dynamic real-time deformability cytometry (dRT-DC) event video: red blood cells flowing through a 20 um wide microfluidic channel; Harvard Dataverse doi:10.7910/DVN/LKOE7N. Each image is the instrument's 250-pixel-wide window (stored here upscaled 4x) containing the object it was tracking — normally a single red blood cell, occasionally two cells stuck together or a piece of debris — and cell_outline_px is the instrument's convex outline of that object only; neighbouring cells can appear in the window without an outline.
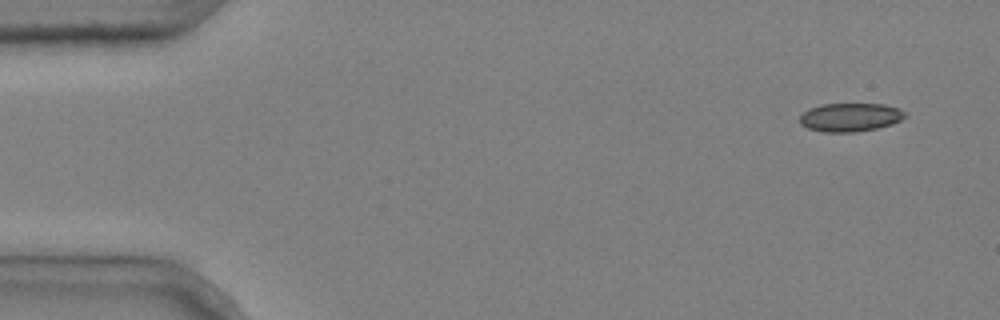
{"species": "common noctule bat (a hibernating species)", "species_latin": "Nyctalus noctula", "temperature_condition": "cold", "stored_images_in_passage": 6, "camera_frame_rate_fps": 3000, "um_per_image_px": 0.085, "animal": {"sex": "male", "body_mass_g": 20.4}, "frame": {"image": 1, "passage_image": 6, "time_ms": 1.667, "image_size_px": [1000, 320], "cell_outline_px": [[908, 116], [892, 124], [876, 128], [856, 132], [824, 132], [808, 128], [800, 124], [800, 116], [808, 108], [820, 104], [884, 104], [900, 108]], "centroid_in_image_um": [72.27, 9.96], "position_along_channel_um": 12.7, "area_um2": 17.57}}